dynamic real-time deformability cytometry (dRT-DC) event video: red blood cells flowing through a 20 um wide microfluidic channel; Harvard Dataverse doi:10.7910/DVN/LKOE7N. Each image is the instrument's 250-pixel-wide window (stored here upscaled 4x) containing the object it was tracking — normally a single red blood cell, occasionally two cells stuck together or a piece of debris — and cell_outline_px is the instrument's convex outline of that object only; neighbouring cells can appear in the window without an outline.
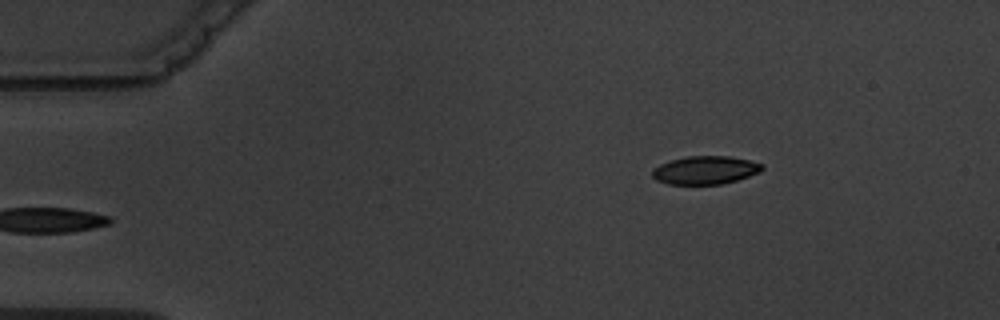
{"species": "common noctule bat (a hibernating species)", "species_latin": "Nyctalus noctula", "temperature_condition": "warm", "stored_images_in_passage": 2, "camera_frame_rate_fps": 3000, "um_per_image_px": 0.085, "animal": {"sex": "male", "body_mass_g": 19.5, "forearm_length_mm": 54.6}, "frame": {"image": 1, "passage_image": 2, "time_ms": 1.333, "image_size_px": [1000, 320], "cell_outline_px": [[764, 168], [760, 172], [736, 180], [720, 184], [668, 184], [656, 180], [652, 176], [652, 172], [660, 164], [672, 160], [688, 156], [728, 156], [748, 160], [764, 164]], "centroid_in_image_um": [59.96, 14.46], "position_along_channel_um": 25.0, "area_um2": 17.86}}